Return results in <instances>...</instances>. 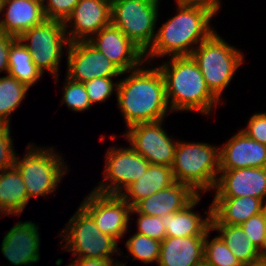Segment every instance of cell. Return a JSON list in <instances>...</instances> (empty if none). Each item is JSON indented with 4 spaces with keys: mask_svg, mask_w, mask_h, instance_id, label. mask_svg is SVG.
Listing matches in <instances>:
<instances>
[{
    "mask_svg": "<svg viewBox=\"0 0 266 266\" xmlns=\"http://www.w3.org/2000/svg\"><path fill=\"white\" fill-rule=\"evenodd\" d=\"M30 201L24 181L13 166L0 172V217L21 216Z\"/></svg>",
    "mask_w": 266,
    "mask_h": 266,
    "instance_id": "cell-25",
    "label": "cell"
},
{
    "mask_svg": "<svg viewBox=\"0 0 266 266\" xmlns=\"http://www.w3.org/2000/svg\"><path fill=\"white\" fill-rule=\"evenodd\" d=\"M87 195L80 205L92 216L96 226L117 242L123 239L129 231L132 207L119 195L99 193L93 189Z\"/></svg>",
    "mask_w": 266,
    "mask_h": 266,
    "instance_id": "cell-12",
    "label": "cell"
},
{
    "mask_svg": "<svg viewBox=\"0 0 266 266\" xmlns=\"http://www.w3.org/2000/svg\"><path fill=\"white\" fill-rule=\"evenodd\" d=\"M198 195L189 185L175 181L169 187L140 200L133 208L144 215L161 217L183 210Z\"/></svg>",
    "mask_w": 266,
    "mask_h": 266,
    "instance_id": "cell-20",
    "label": "cell"
},
{
    "mask_svg": "<svg viewBox=\"0 0 266 266\" xmlns=\"http://www.w3.org/2000/svg\"><path fill=\"white\" fill-rule=\"evenodd\" d=\"M161 0H114L111 24L118 27L144 53L152 45Z\"/></svg>",
    "mask_w": 266,
    "mask_h": 266,
    "instance_id": "cell-8",
    "label": "cell"
},
{
    "mask_svg": "<svg viewBox=\"0 0 266 266\" xmlns=\"http://www.w3.org/2000/svg\"><path fill=\"white\" fill-rule=\"evenodd\" d=\"M177 3H189V4H221V0H176Z\"/></svg>",
    "mask_w": 266,
    "mask_h": 266,
    "instance_id": "cell-40",
    "label": "cell"
},
{
    "mask_svg": "<svg viewBox=\"0 0 266 266\" xmlns=\"http://www.w3.org/2000/svg\"><path fill=\"white\" fill-rule=\"evenodd\" d=\"M9 125L0 124V172L14 166L16 150Z\"/></svg>",
    "mask_w": 266,
    "mask_h": 266,
    "instance_id": "cell-35",
    "label": "cell"
},
{
    "mask_svg": "<svg viewBox=\"0 0 266 266\" xmlns=\"http://www.w3.org/2000/svg\"><path fill=\"white\" fill-rule=\"evenodd\" d=\"M8 75L26 84L29 88L35 86L43 77L32 60V54L17 38L10 47Z\"/></svg>",
    "mask_w": 266,
    "mask_h": 266,
    "instance_id": "cell-26",
    "label": "cell"
},
{
    "mask_svg": "<svg viewBox=\"0 0 266 266\" xmlns=\"http://www.w3.org/2000/svg\"><path fill=\"white\" fill-rule=\"evenodd\" d=\"M219 146L178 141L172 172L174 180L189 185L197 194L214 190L220 171Z\"/></svg>",
    "mask_w": 266,
    "mask_h": 266,
    "instance_id": "cell-4",
    "label": "cell"
},
{
    "mask_svg": "<svg viewBox=\"0 0 266 266\" xmlns=\"http://www.w3.org/2000/svg\"><path fill=\"white\" fill-rule=\"evenodd\" d=\"M133 214H135L137 217L139 215V217L136 219V233L143 234L157 241H162L166 237V228L161 222V217L141 214L132 207L130 216Z\"/></svg>",
    "mask_w": 266,
    "mask_h": 266,
    "instance_id": "cell-33",
    "label": "cell"
},
{
    "mask_svg": "<svg viewBox=\"0 0 266 266\" xmlns=\"http://www.w3.org/2000/svg\"><path fill=\"white\" fill-rule=\"evenodd\" d=\"M66 50V76L73 81L85 83L97 77L125 75L88 41L71 42Z\"/></svg>",
    "mask_w": 266,
    "mask_h": 266,
    "instance_id": "cell-13",
    "label": "cell"
},
{
    "mask_svg": "<svg viewBox=\"0 0 266 266\" xmlns=\"http://www.w3.org/2000/svg\"><path fill=\"white\" fill-rule=\"evenodd\" d=\"M242 266H266V263L261 258H258L257 260L251 261Z\"/></svg>",
    "mask_w": 266,
    "mask_h": 266,
    "instance_id": "cell-41",
    "label": "cell"
},
{
    "mask_svg": "<svg viewBox=\"0 0 266 266\" xmlns=\"http://www.w3.org/2000/svg\"><path fill=\"white\" fill-rule=\"evenodd\" d=\"M260 258L266 263V245H265V247L260 251Z\"/></svg>",
    "mask_w": 266,
    "mask_h": 266,
    "instance_id": "cell-42",
    "label": "cell"
},
{
    "mask_svg": "<svg viewBox=\"0 0 266 266\" xmlns=\"http://www.w3.org/2000/svg\"><path fill=\"white\" fill-rule=\"evenodd\" d=\"M214 197L251 196L266 201V167L220 170Z\"/></svg>",
    "mask_w": 266,
    "mask_h": 266,
    "instance_id": "cell-17",
    "label": "cell"
},
{
    "mask_svg": "<svg viewBox=\"0 0 266 266\" xmlns=\"http://www.w3.org/2000/svg\"><path fill=\"white\" fill-rule=\"evenodd\" d=\"M205 235L166 236L161 241L157 266H202Z\"/></svg>",
    "mask_w": 266,
    "mask_h": 266,
    "instance_id": "cell-21",
    "label": "cell"
},
{
    "mask_svg": "<svg viewBox=\"0 0 266 266\" xmlns=\"http://www.w3.org/2000/svg\"><path fill=\"white\" fill-rule=\"evenodd\" d=\"M19 39L32 54V60L40 72L43 75L49 72L57 83L62 55L69 45L64 22L45 19L24 32Z\"/></svg>",
    "mask_w": 266,
    "mask_h": 266,
    "instance_id": "cell-9",
    "label": "cell"
},
{
    "mask_svg": "<svg viewBox=\"0 0 266 266\" xmlns=\"http://www.w3.org/2000/svg\"><path fill=\"white\" fill-rule=\"evenodd\" d=\"M147 64L124 72L129 75L119 78L115 95L126 129L140 123L165 120L166 115L172 113L161 70L157 65L152 68Z\"/></svg>",
    "mask_w": 266,
    "mask_h": 266,
    "instance_id": "cell-2",
    "label": "cell"
},
{
    "mask_svg": "<svg viewBox=\"0 0 266 266\" xmlns=\"http://www.w3.org/2000/svg\"><path fill=\"white\" fill-rule=\"evenodd\" d=\"M213 231L226 243L241 265L260 258V251L249 240L240 225L211 224Z\"/></svg>",
    "mask_w": 266,
    "mask_h": 266,
    "instance_id": "cell-27",
    "label": "cell"
},
{
    "mask_svg": "<svg viewBox=\"0 0 266 266\" xmlns=\"http://www.w3.org/2000/svg\"><path fill=\"white\" fill-rule=\"evenodd\" d=\"M17 37L0 32V73H7L9 70V52L12 43Z\"/></svg>",
    "mask_w": 266,
    "mask_h": 266,
    "instance_id": "cell-38",
    "label": "cell"
},
{
    "mask_svg": "<svg viewBox=\"0 0 266 266\" xmlns=\"http://www.w3.org/2000/svg\"><path fill=\"white\" fill-rule=\"evenodd\" d=\"M65 77V82L62 86V100L60 103H64L68 109L73 112H84L89 110L92 106L84 83L73 81L67 76Z\"/></svg>",
    "mask_w": 266,
    "mask_h": 266,
    "instance_id": "cell-31",
    "label": "cell"
},
{
    "mask_svg": "<svg viewBox=\"0 0 266 266\" xmlns=\"http://www.w3.org/2000/svg\"><path fill=\"white\" fill-rule=\"evenodd\" d=\"M1 14L0 32L17 38L46 19L43 0H3Z\"/></svg>",
    "mask_w": 266,
    "mask_h": 266,
    "instance_id": "cell-19",
    "label": "cell"
},
{
    "mask_svg": "<svg viewBox=\"0 0 266 266\" xmlns=\"http://www.w3.org/2000/svg\"><path fill=\"white\" fill-rule=\"evenodd\" d=\"M240 226L253 245L261 251L266 245V224L263 214L253 215Z\"/></svg>",
    "mask_w": 266,
    "mask_h": 266,
    "instance_id": "cell-34",
    "label": "cell"
},
{
    "mask_svg": "<svg viewBox=\"0 0 266 266\" xmlns=\"http://www.w3.org/2000/svg\"><path fill=\"white\" fill-rule=\"evenodd\" d=\"M262 214H263L265 224H266V201L263 203Z\"/></svg>",
    "mask_w": 266,
    "mask_h": 266,
    "instance_id": "cell-43",
    "label": "cell"
},
{
    "mask_svg": "<svg viewBox=\"0 0 266 266\" xmlns=\"http://www.w3.org/2000/svg\"><path fill=\"white\" fill-rule=\"evenodd\" d=\"M30 88L10 75L0 77V124L10 125L11 115L25 100Z\"/></svg>",
    "mask_w": 266,
    "mask_h": 266,
    "instance_id": "cell-28",
    "label": "cell"
},
{
    "mask_svg": "<svg viewBox=\"0 0 266 266\" xmlns=\"http://www.w3.org/2000/svg\"><path fill=\"white\" fill-rule=\"evenodd\" d=\"M202 195H198L183 210L175 213H167L161 216V222L166 228V236L170 237H189L205 235L211 228V205L205 211V218L195 212L194 208L198 205Z\"/></svg>",
    "mask_w": 266,
    "mask_h": 266,
    "instance_id": "cell-23",
    "label": "cell"
},
{
    "mask_svg": "<svg viewBox=\"0 0 266 266\" xmlns=\"http://www.w3.org/2000/svg\"><path fill=\"white\" fill-rule=\"evenodd\" d=\"M78 266H127L119 260H104L96 258H74Z\"/></svg>",
    "mask_w": 266,
    "mask_h": 266,
    "instance_id": "cell-39",
    "label": "cell"
},
{
    "mask_svg": "<svg viewBox=\"0 0 266 266\" xmlns=\"http://www.w3.org/2000/svg\"><path fill=\"white\" fill-rule=\"evenodd\" d=\"M2 5H3V0H0V15H1Z\"/></svg>",
    "mask_w": 266,
    "mask_h": 266,
    "instance_id": "cell-45",
    "label": "cell"
},
{
    "mask_svg": "<svg viewBox=\"0 0 266 266\" xmlns=\"http://www.w3.org/2000/svg\"><path fill=\"white\" fill-rule=\"evenodd\" d=\"M221 5L177 3L176 15L156 30L152 45L144 53L145 62L153 65L156 58L190 56L215 31L210 22Z\"/></svg>",
    "mask_w": 266,
    "mask_h": 266,
    "instance_id": "cell-1",
    "label": "cell"
},
{
    "mask_svg": "<svg viewBox=\"0 0 266 266\" xmlns=\"http://www.w3.org/2000/svg\"><path fill=\"white\" fill-rule=\"evenodd\" d=\"M197 63L208 89L221 102L222 94L243 65L244 54L227 43L216 30L190 55Z\"/></svg>",
    "mask_w": 266,
    "mask_h": 266,
    "instance_id": "cell-5",
    "label": "cell"
},
{
    "mask_svg": "<svg viewBox=\"0 0 266 266\" xmlns=\"http://www.w3.org/2000/svg\"><path fill=\"white\" fill-rule=\"evenodd\" d=\"M157 66L166 87L169 107L174 112H196L211 115L223 103L208 89L205 79L191 56L170 57Z\"/></svg>",
    "mask_w": 266,
    "mask_h": 266,
    "instance_id": "cell-3",
    "label": "cell"
},
{
    "mask_svg": "<svg viewBox=\"0 0 266 266\" xmlns=\"http://www.w3.org/2000/svg\"><path fill=\"white\" fill-rule=\"evenodd\" d=\"M210 228L204 238V265L205 266H242L226 243L219 235L209 239Z\"/></svg>",
    "mask_w": 266,
    "mask_h": 266,
    "instance_id": "cell-29",
    "label": "cell"
},
{
    "mask_svg": "<svg viewBox=\"0 0 266 266\" xmlns=\"http://www.w3.org/2000/svg\"><path fill=\"white\" fill-rule=\"evenodd\" d=\"M88 42L101 51L123 73L145 63L144 52L113 24L102 28Z\"/></svg>",
    "mask_w": 266,
    "mask_h": 266,
    "instance_id": "cell-14",
    "label": "cell"
},
{
    "mask_svg": "<svg viewBox=\"0 0 266 266\" xmlns=\"http://www.w3.org/2000/svg\"><path fill=\"white\" fill-rule=\"evenodd\" d=\"M103 181L93 190L104 194L119 195L148 170L150 163L130 145L110 146L105 152Z\"/></svg>",
    "mask_w": 266,
    "mask_h": 266,
    "instance_id": "cell-10",
    "label": "cell"
},
{
    "mask_svg": "<svg viewBox=\"0 0 266 266\" xmlns=\"http://www.w3.org/2000/svg\"><path fill=\"white\" fill-rule=\"evenodd\" d=\"M263 203L251 196L213 197L211 224L240 225L253 215L262 213Z\"/></svg>",
    "mask_w": 266,
    "mask_h": 266,
    "instance_id": "cell-22",
    "label": "cell"
},
{
    "mask_svg": "<svg viewBox=\"0 0 266 266\" xmlns=\"http://www.w3.org/2000/svg\"><path fill=\"white\" fill-rule=\"evenodd\" d=\"M80 0H43L46 19L65 22Z\"/></svg>",
    "mask_w": 266,
    "mask_h": 266,
    "instance_id": "cell-36",
    "label": "cell"
},
{
    "mask_svg": "<svg viewBox=\"0 0 266 266\" xmlns=\"http://www.w3.org/2000/svg\"><path fill=\"white\" fill-rule=\"evenodd\" d=\"M175 182L172 167L150 164L142 177L127 186L119 196L133 207L140 200Z\"/></svg>",
    "mask_w": 266,
    "mask_h": 266,
    "instance_id": "cell-24",
    "label": "cell"
},
{
    "mask_svg": "<svg viewBox=\"0 0 266 266\" xmlns=\"http://www.w3.org/2000/svg\"><path fill=\"white\" fill-rule=\"evenodd\" d=\"M61 247L72 252L74 258H96L118 260L113 254L121 255L118 242L111 236L101 232L92 216L80 205L69 218L61 233Z\"/></svg>",
    "mask_w": 266,
    "mask_h": 266,
    "instance_id": "cell-7",
    "label": "cell"
},
{
    "mask_svg": "<svg viewBox=\"0 0 266 266\" xmlns=\"http://www.w3.org/2000/svg\"><path fill=\"white\" fill-rule=\"evenodd\" d=\"M164 121L136 124L126 129L122 136L150 164L172 167L178 140L164 130Z\"/></svg>",
    "mask_w": 266,
    "mask_h": 266,
    "instance_id": "cell-11",
    "label": "cell"
},
{
    "mask_svg": "<svg viewBox=\"0 0 266 266\" xmlns=\"http://www.w3.org/2000/svg\"><path fill=\"white\" fill-rule=\"evenodd\" d=\"M240 130L247 137L266 145V112L253 113L247 126Z\"/></svg>",
    "mask_w": 266,
    "mask_h": 266,
    "instance_id": "cell-37",
    "label": "cell"
},
{
    "mask_svg": "<svg viewBox=\"0 0 266 266\" xmlns=\"http://www.w3.org/2000/svg\"><path fill=\"white\" fill-rule=\"evenodd\" d=\"M26 148L22 159L16 153L14 166L22 176L29 199L54 195L69 171L64 156L56 152L54 146L41 147L29 143Z\"/></svg>",
    "mask_w": 266,
    "mask_h": 266,
    "instance_id": "cell-6",
    "label": "cell"
},
{
    "mask_svg": "<svg viewBox=\"0 0 266 266\" xmlns=\"http://www.w3.org/2000/svg\"><path fill=\"white\" fill-rule=\"evenodd\" d=\"M110 13L108 0H80L64 22L69 43L88 41L111 23Z\"/></svg>",
    "mask_w": 266,
    "mask_h": 266,
    "instance_id": "cell-15",
    "label": "cell"
},
{
    "mask_svg": "<svg viewBox=\"0 0 266 266\" xmlns=\"http://www.w3.org/2000/svg\"><path fill=\"white\" fill-rule=\"evenodd\" d=\"M113 78L116 77H97L84 83L91 106L105 102L113 93L117 94L119 79L114 82Z\"/></svg>",
    "mask_w": 266,
    "mask_h": 266,
    "instance_id": "cell-32",
    "label": "cell"
},
{
    "mask_svg": "<svg viewBox=\"0 0 266 266\" xmlns=\"http://www.w3.org/2000/svg\"><path fill=\"white\" fill-rule=\"evenodd\" d=\"M65 266H78V264L74 260H72L68 265Z\"/></svg>",
    "mask_w": 266,
    "mask_h": 266,
    "instance_id": "cell-44",
    "label": "cell"
},
{
    "mask_svg": "<svg viewBox=\"0 0 266 266\" xmlns=\"http://www.w3.org/2000/svg\"><path fill=\"white\" fill-rule=\"evenodd\" d=\"M220 170L266 167V145L247 137L241 130L219 146Z\"/></svg>",
    "mask_w": 266,
    "mask_h": 266,
    "instance_id": "cell-18",
    "label": "cell"
},
{
    "mask_svg": "<svg viewBox=\"0 0 266 266\" xmlns=\"http://www.w3.org/2000/svg\"><path fill=\"white\" fill-rule=\"evenodd\" d=\"M33 221H17L3 237L1 252L14 266H33L40 260V232ZM35 266V265H34Z\"/></svg>",
    "mask_w": 266,
    "mask_h": 266,
    "instance_id": "cell-16",
    "label": "cell"
},
{
    "mask_svg": "<svg viewBox=\"0 0 266 266\" xmlns=\"http://www.w3.org/2000/svg\"><path fill=\"white\" fill-rule=\"evenodd\" d=\"M126 240L125 247L130 254L124 257L133 256L132 262L138 260L144 264L158 263L161 241L136 232Z\"/></svg>",
    "mask_w": 266,
    "mask_h": 266,
    "instance_id": "cell-30",
    "label": "cell"
}]
</instances>
